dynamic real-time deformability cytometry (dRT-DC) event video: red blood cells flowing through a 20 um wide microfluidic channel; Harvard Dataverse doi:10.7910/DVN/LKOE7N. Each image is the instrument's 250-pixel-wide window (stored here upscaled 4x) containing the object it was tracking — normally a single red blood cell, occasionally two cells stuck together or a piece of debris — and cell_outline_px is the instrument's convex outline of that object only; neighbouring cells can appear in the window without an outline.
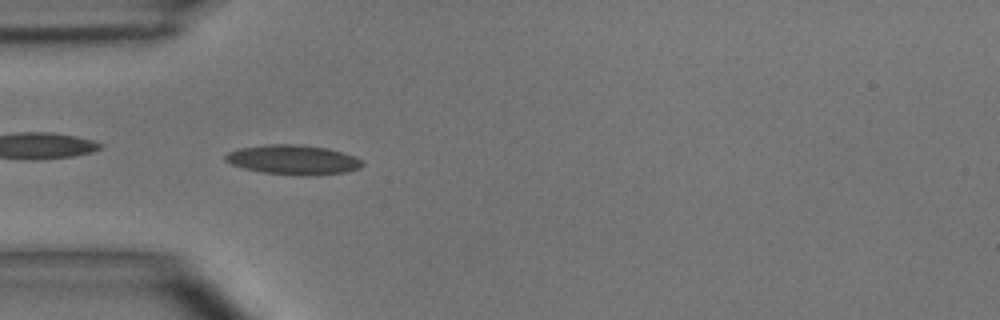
{"species": "common noctule bat (a hibernating species)", "species_latin": "Nyctalus noctula", "temperature_condition": "room temperature", "stored_images_in_passage": 34, "camera_frame_rate_fps": 3000, "um_per_image_px": 0.085, "animal": {"sex": "male", "body_mass_g": 15.6}, "frame": {"image": 1, "passage_image": 6, "time_ms": 1.667, "image_size_px": [1000, 320], "cell_outline_px": [[364, 164], [360, 168], [344, 172], [308, 176], [264, 172], [244, 168], [232, 164], [224, 160], [224, 156], [228, 152], [240, 148], [268, 144], [296, 144], [328, 148], [352, 156], [360, 160]], "centroid_in_image_um": [24.89, 13.57], "position_along_channel_um": 60.1, "area_um2": 23.29}}
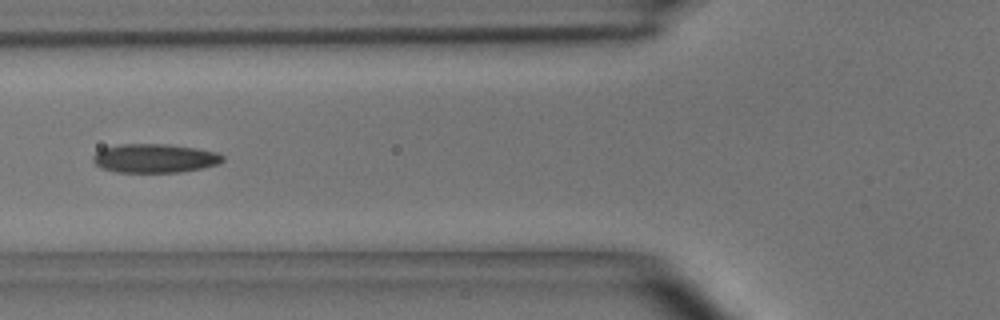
{"frame": {"image": 2, "passage_image": 10, "time_ms": 3.0, "image_size_px": [1000, 320], "cell_outline_px": [[224, 160], [216, 164], [200, 168], [180, 172], [116, 172], [100, 168], [92, 160], [92, 156], [96, 152], [104, 148], [120, 144], [168, 144], [196, 148], [216, 152], [224, 156]], "centroid_in_image_um": [13.12, 13.45], "position_along_channel_um": 112.7, "area_um2": 21.73}, "authors_computed_cell_mechanics": {"area_um2": 21.0392, "velocity_mm_per_s": 4.0616, "shape_relaxation_time_tau1_ms": 4.682, "shape_relaxation_time_tau2_ms": 2.4069, "deformation_change_tau1": 0.1422, "deformation_change_tau2": 0.0899}}